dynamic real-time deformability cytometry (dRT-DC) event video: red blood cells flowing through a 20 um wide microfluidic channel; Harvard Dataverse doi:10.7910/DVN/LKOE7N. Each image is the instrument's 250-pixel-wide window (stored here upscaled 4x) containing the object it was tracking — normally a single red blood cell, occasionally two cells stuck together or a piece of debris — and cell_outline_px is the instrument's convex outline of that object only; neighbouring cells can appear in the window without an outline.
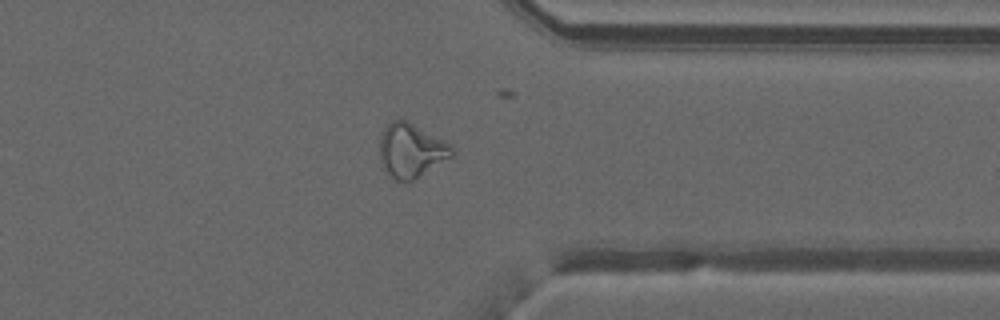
{"species": "common noctule bat (a hibernating species)", "species_latin": "Nyctalus noctula", "temperature_condition": "warm", "stored_images_in_passage": 45, "segment_of_instrument_passage": [1, 2], "camera_frame_rate_fps": 3000, "um_per_image_px": 0.085, "animal": {"sex": "male", "forearm_length_mm": 52.5}, "frame": {"image": 1, "passage_image": 39, "time_ms": 12.667, "image_size_px": [1000, 320], "cell_outline_px": [[452, 156], [412, 180], [396, 180], [384, 168], [380, 160], [380, 136], [384, 128], [392, 120], [404, 120], [452, 144]], "centroid_in_image_um": [34.92, 12.77], "position_along_channel_um": 376.5, "area_um2": 22.02}}